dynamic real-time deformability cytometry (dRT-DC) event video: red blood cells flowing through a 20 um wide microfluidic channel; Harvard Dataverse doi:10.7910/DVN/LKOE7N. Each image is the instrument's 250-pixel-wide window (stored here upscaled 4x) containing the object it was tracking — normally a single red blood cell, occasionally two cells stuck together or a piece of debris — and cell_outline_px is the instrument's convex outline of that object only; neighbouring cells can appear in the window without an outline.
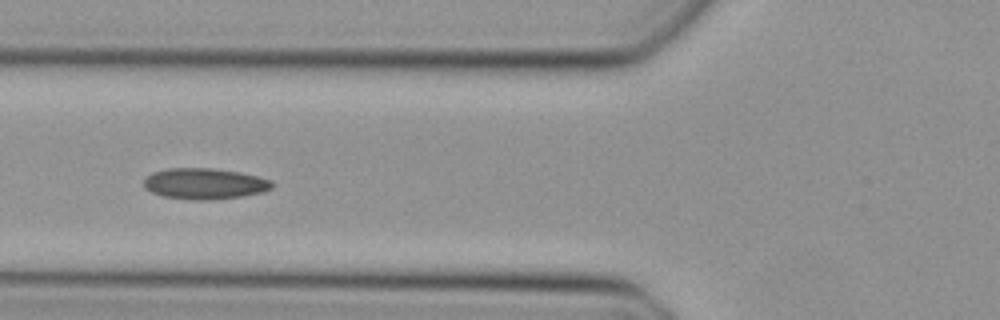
{"species": "Egyptian fruit bat (a non-hibernating species)", "species_latin": "Rousettus aegyptiacus", "temperature_condition": "cold", "stored_images_in_passage": 40, "camera_frame_rate_fps": 3000, "um_per_image_px": 0.085, "animal": {"sex": "female"}, "frame": {"image": 1, "passage_image": 11, "time_ms": 3.333, "image_size_px": [1000, 320], "cell_outline_px": [[276, 184], [272, 188], [264, 192], [240, 196], [204, 200], [192, 200], [160, 196], [144, 188], [144, 180], [152, 172], [168, 168], [212, 168], [240, 172], [272, 180]], "centroid_in_image_um": [17.4, 15.61], "position_along_channel_um": 108.4, "area_um2": 23.24}}
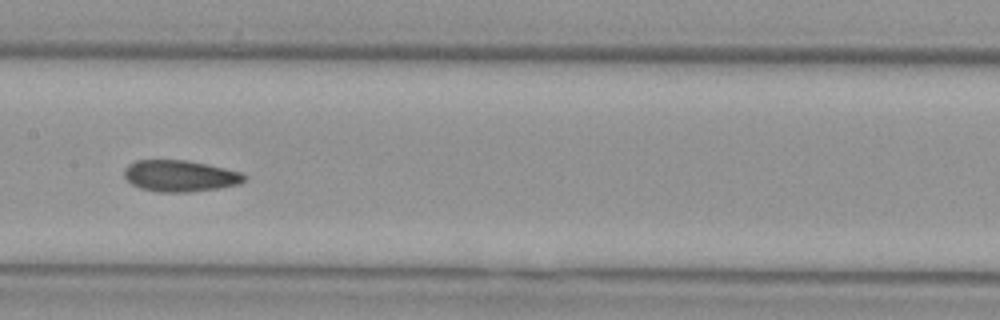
{"frame": {"image": 2, "passage_image": 17, "time_ms": 5.333, "image_size_px": [1000, 320], "cell_outline_px": [[248, 180], [240, 184], [216, 188], [188, 192], [160, 192], [140, 188], [132, 184], [124, 176], [124, 168], [128, 164], [136, 160], [188, 160], [208, 164], [240, 172], [248, 176]], "centroid_in_image_um": [15.32, 14.94], "position_along_channel_um": 192.1, "area_um2": 22.08}}
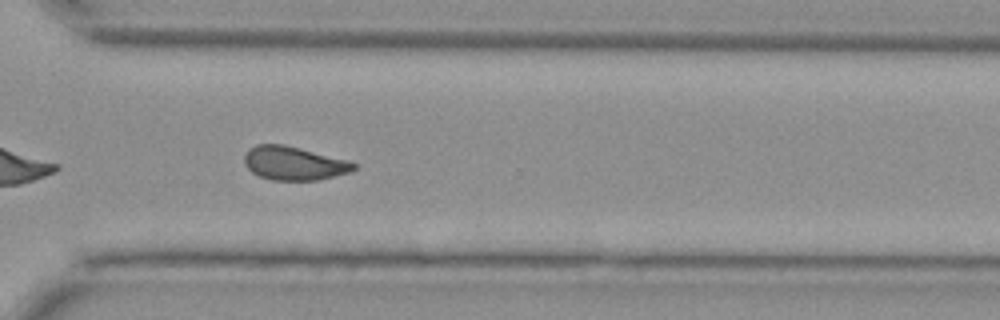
{"frame": {"image": 3, "passage_image": 28, "time_ms": 9.0, "image_size_px": [1000, 320], "cell_outline_px": [[356, 168], [352, 172], [316, 180], [272, 180], [260, 176], [252, 172], [244, 164], [244, 156], [248, 148], [256, 144], [284, 144], [348, 160], [356, 164]], "centroid_in_image_um": [24.97, 13.87], "position_along_channel_um": 345.6, "area_um2": 21.5}}